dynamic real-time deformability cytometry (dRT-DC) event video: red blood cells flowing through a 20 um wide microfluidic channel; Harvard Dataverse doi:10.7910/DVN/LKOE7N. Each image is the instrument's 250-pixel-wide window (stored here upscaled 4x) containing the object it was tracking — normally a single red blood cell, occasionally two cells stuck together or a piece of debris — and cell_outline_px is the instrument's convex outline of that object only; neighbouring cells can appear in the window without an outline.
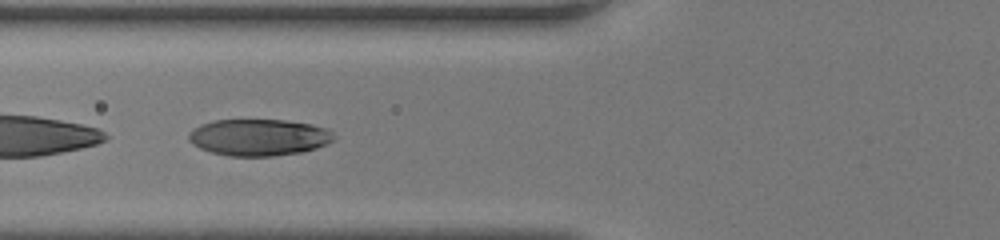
{"species": "human", "species_latin": "Homo sapiens", "temperature_condition": "room temperature", "stored_images_in_passage": 45, "segment_of_instrument_passage": [2, 2], "camera_frame_rate_fps": 3000, "um_per_image_px": 0.085, "donor": {"sex": "female"}, "frame": {"image": 1, "passage_image": 19, "time_ms": 6.0, "image_size_px": [1000, 240], "cell_outline_px": [[336, 140], [328, 144], [316, 148], [300, 152], [272, 156], [228, 156], [212, 152], [200, 148], [192, 144], [188, 140], [188, 132], [192, 128], [200, 124], [212, 120], [284, 120], [312, 124], [328, 128], [336, 136]], "centroid_in_image_um": [22.0, 11.67], "position_along_channel_um": 103.8, "area_um2": 31.39}}
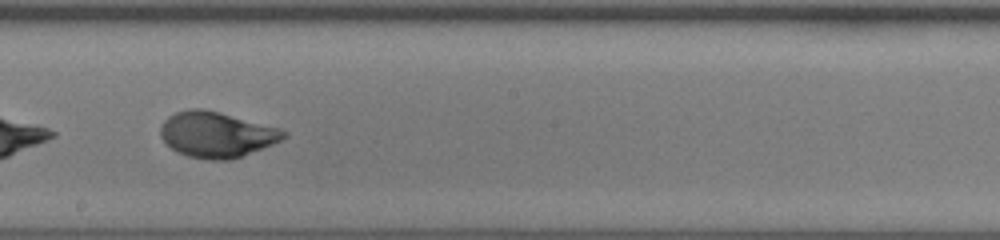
{"frame": {"image": 2, "passage_image": 27, "time_ms": 8.667, "image_size_px": [1000, 240], "cell_outline_px": [[288, 136], [272, 144], [240, 156], [228, 160], [208, 160], [188, 156], [176, 152], [160, 136], [160, 124], [168, 116], [176, 112], [188, 108], [204, 108], [220, 112], [280, 128], [288, 132]], "centroid_in_image_um": [18.38, 11.42], "position_along_channel_um": 229.8, "area_um2": 32.71}}
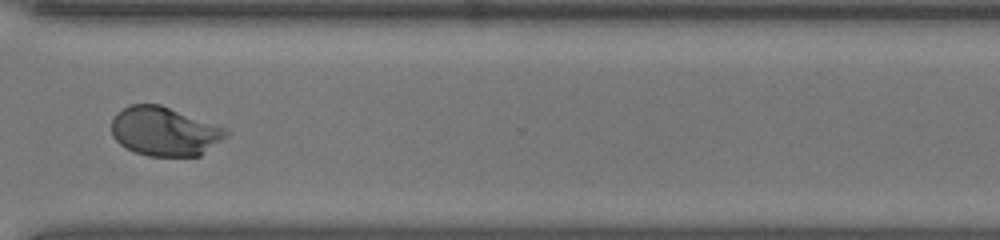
{"frame": {"image": 3, "passage_image": 35, "time_ms": 11.333, "image_size_px": [1000, 240], "cell_outline_px": [[228, 136], [200, 156], [148, 156], [136, 152], [120, 144], [112, 136], [112, 120], [116, 112], [128, 104], [160, 104], [220, 124], [228, 132]], "centroid_in_image_um": [14.01, 11.15], "position_along_channel_um": 356.6, "area_um2": 33.12}}